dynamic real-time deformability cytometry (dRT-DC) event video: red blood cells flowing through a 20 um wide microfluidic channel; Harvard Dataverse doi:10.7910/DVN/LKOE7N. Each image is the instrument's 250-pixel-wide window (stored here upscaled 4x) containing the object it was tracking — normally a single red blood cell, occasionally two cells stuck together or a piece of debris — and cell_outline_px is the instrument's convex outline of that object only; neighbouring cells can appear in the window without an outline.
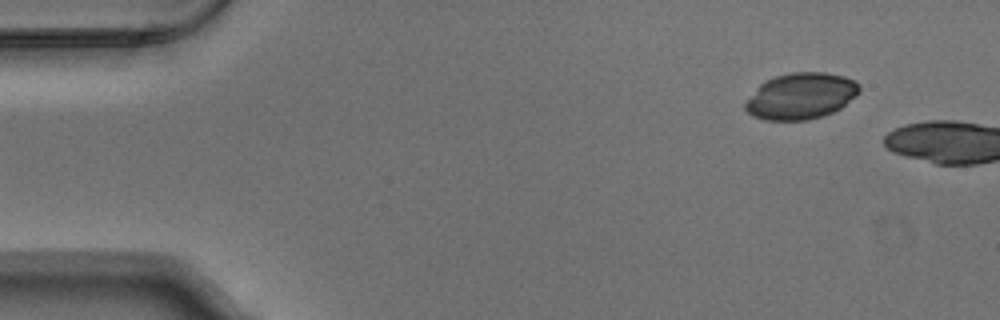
{"species": "Egyptian fruit bat (a non-hibernating species)", "species_latin": "Rousettus aegyptiacus", "temperature_condition": "warm", "stored_images_in_passage": 2, "camera_frame_rate_fps": 3000, "um_per_image_px": 0.085, "animal": {"sex": "male"}, "frame": {"image": 1, "passage_image": 1, "time_ms": 0.0, "image_size_px": [1000, 320], "cell_outline_px": [[860, 92], [856, 96], [840, 108], [824, 116], [808, 120], [764, 120], [752, 116], [744, 108], [744, 104], [756, 88], [760, 84], [776, 76], [792, 72], [824, 72], [844, 76], [856, 80], [860, 84]], "centroid_in_image_um": [68.1, 8.17], "position_along_channel_um": 16.9, "area_um2": 30.87}}